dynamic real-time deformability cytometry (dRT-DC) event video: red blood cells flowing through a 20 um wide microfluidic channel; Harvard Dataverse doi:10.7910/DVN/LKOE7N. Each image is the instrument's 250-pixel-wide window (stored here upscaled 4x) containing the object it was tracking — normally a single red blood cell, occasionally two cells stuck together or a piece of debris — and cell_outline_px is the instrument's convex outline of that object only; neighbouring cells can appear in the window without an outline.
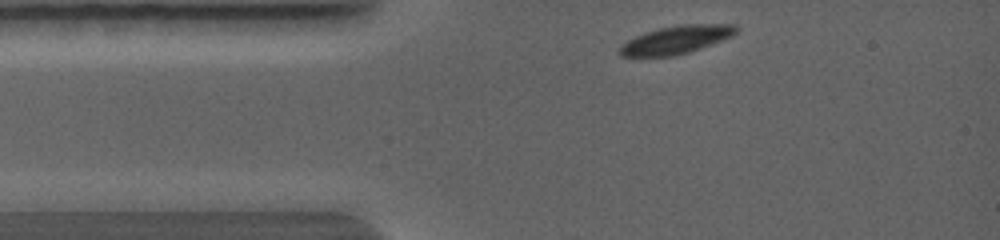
{"species": "common noctule bat (a hibernating species)", "species_latin": "Nyctalus noctula", "temperature_condition": "warm", "stored_images_in_passage": 9, "camera_frame_rate_fps": 5000, "um_per_image_px": 0.085, "animal": {"sex": "female", "body_mass_g": 19.0, "forearm_length_mm": 56.7}, "frame": {"image": 1, "passage_image": 1, "time_ms": 0.0, "image_size_px": [1000, 240], "cell_outline_px": [[740, 28], [732, 36], [700, 48], [688, 52], [672, 56], [620, 56], [620, 48], [628, 40], [644, 32], [660, 28], [680, 24], [736, 24]], "centroid_in_image_um": [57.52, 3.36], "position_along_channel_um": 27.5, "area_um2": 18.79}}
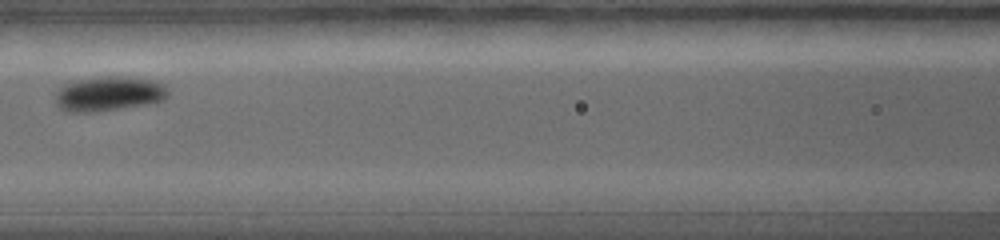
{"frame": {"image": 2, "passage_image": 6, "time_ms": 2.8, "image_size_px": [1000, 240], "cell_outline_px": [[168, 96], [164, 100], [148, 104], [88, 112], [68, 112], [60, 108], [56, 104], [56, 92], [64, 84], [80, 80], [108, 76], [116, 76], [148, 80], [164, 84], [168, 88]], "centroid_in_image_um": [9.25, 7.98], "position_along_channel_um": 157.3, "area_um2": 22.31}}
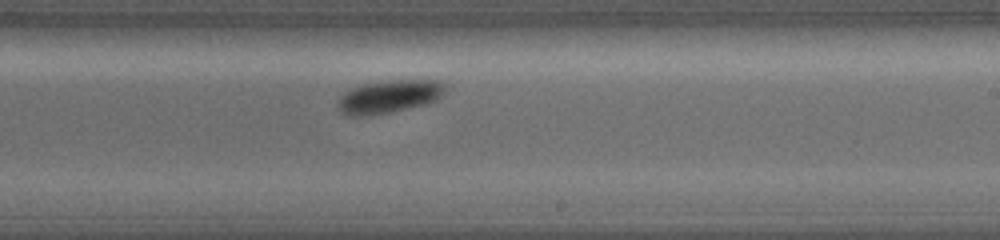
{"frame": {"image": 3, "passage_image": 9, "time_ms": 4.6, "image_size_px": [1000, 240], "cell_outline_px": [[448, 84], [444, 92], [436, 100], [424, 104], [392, 112], [340, 112], [336, 108], [336, 100], [344, 92], [352, 88], [364, 84], [392, 80], [436, 80]], "centroid_in_image_um": [33.14, 8.14], "position_along_channel_um": 255.9, "area_um2": 19.83}}